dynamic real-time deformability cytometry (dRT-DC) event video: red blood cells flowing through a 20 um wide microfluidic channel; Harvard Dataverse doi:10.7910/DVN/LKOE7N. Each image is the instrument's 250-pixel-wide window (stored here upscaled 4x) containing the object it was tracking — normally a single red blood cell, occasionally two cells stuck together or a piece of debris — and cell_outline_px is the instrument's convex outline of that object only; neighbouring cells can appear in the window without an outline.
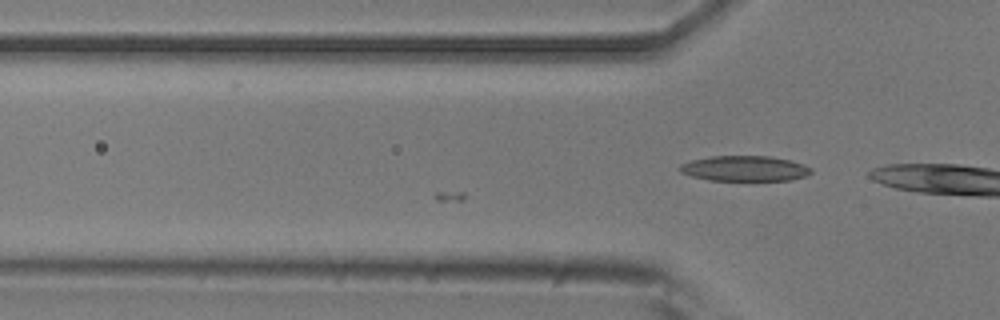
{"species": "common noctule bat (a hibernating species)", "species_latin": "Nyctalus noctula", "temperature_condition": "room temperature", "stored_images_in_passage": 12, "camera_frame_rate_fps": 3000, "um_per_image_px": 0.085, "animal": {"sex": "male", "body_mass_g": 20.5, "forearm_length_mm": 52.5}, "frame": {"image": 1, "passage_image": 12, "time_ms": 3.667, "image_size_px": [1000, 320], "cell_outline_px": [[812, 172], [804, 176], [788, 180], [708, 180], [692, 176], [680, 172], [680, 164], [692, 160], [712, 156], [768, 156], [792, 160], [804, 164], [812, 168]], "centroid_in_image_um": [63.31, 14.31], "position_along_channel_um": 62.5, "area_um2": 19.31}}